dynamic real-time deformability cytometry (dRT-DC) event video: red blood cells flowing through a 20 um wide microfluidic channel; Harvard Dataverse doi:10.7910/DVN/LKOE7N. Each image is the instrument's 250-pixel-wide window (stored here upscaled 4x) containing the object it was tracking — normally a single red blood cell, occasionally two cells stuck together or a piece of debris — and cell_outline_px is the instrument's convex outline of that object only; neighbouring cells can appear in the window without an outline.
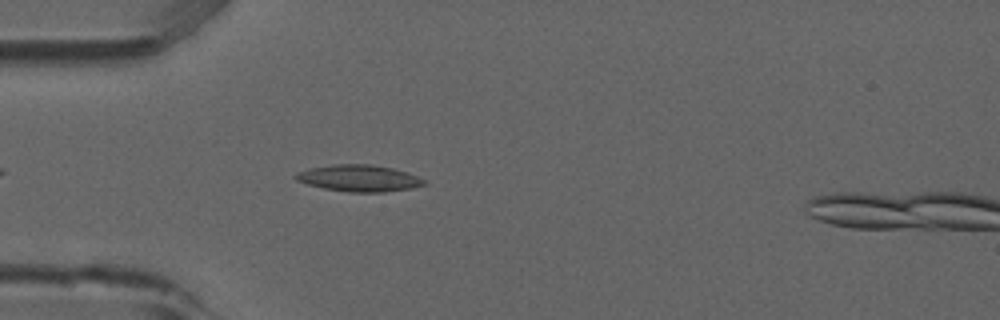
{"species": "common noctule bat (a hibernating species)", "species_latin": "Nyctalus noctula", "temperature_condition": "room temperature", "stored_images_in_passage": 42, "camera_frame_rate_fps": 3000, "um_per_image_px": 0.085, "animal": {"sex": "male", "forearm_length_mm": 52.5}, "frame": {"image": 1, "passage_image": 5, "time_ms": 1.333, "image_size_px": [1000, 320], "cell_outline_px": [[428, 184], [412, 188], [380, 192], [348, 192], [324, 188], [308, 184], [296, 180], [292, 176], [296, 172], [312, 168], [332, 164], [372, 164], [392, 168], [408, 172], [424, 180]], "centroid_in_image_um": [30.51, 15.14], "position_along_channel_um": 54.5, "area_um2": 19.88}}
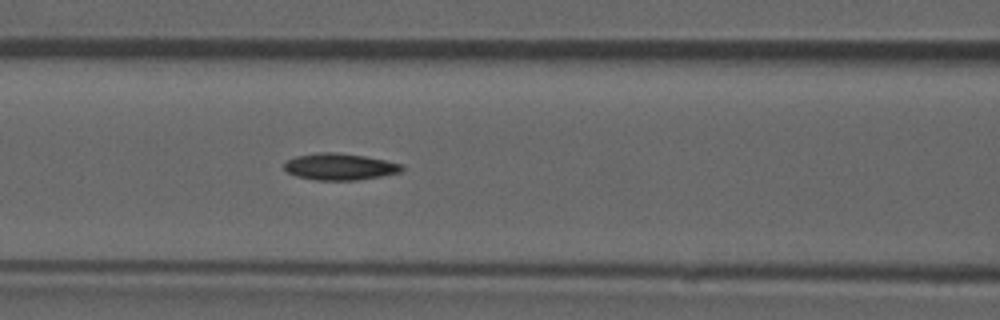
{"frame": {"image": 2, "passage_image": 12, "time_ms": 3.667, "image_size_px": [1000, 320], "cell_outline_px": [[404, 168], [400, 172], [380, 176], [356, 180], [316, 180], [296, 176], [288, 172], [284, 168], [284, 164], [288, 160], [296, 156], [316, 152], [336, 152], [364, 156], [404, 164]], "centroid_in_image_um": [28.88, 14.16], "position_along_channel_um": 137.7, "area_um2": 18.21}}
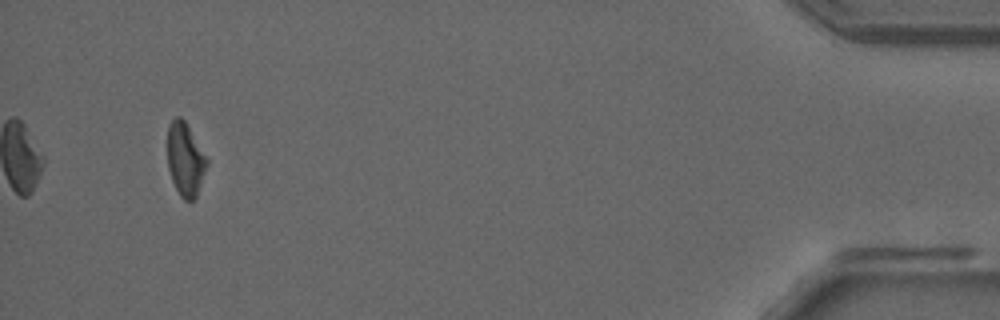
{"frame": {"image": 3, "passage_image": 40, "time_ms": 13.0, "image_size_px": [1000, 320], "cell_outline_px": [[208, 164], [196, 196], [192, 200], [184, 200], [180, 196], [172, 180], [168, 168], [168, 124], [176, 116], [180, 116], [184, 120], [208, 160]], "centroid_in_image_um": [15.74, 13.54], "position_along_channel_um": 419.5, "area_um2": 16.53}}